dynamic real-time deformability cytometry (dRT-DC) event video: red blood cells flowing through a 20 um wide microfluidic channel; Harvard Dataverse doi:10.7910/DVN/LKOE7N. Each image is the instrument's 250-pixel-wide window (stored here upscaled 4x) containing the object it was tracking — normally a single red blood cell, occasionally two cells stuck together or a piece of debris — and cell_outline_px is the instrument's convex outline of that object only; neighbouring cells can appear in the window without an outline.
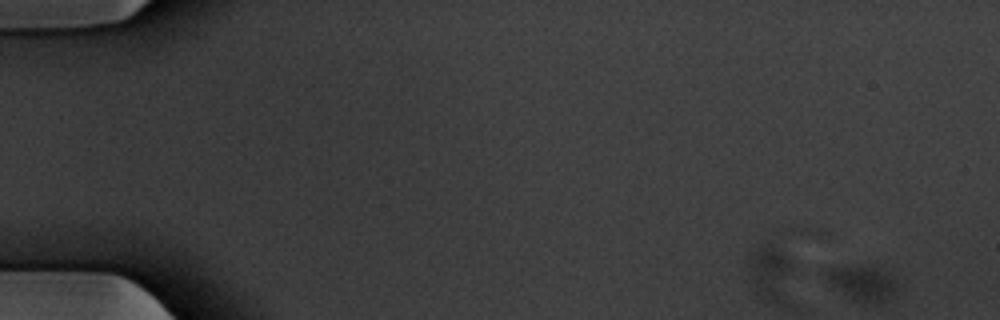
{"species": "common noctule bat (a hibernating species)", "species_latin": "Nyctalus noctula", "temperature_condition": "warm", "stored_images_in_passage": 14, "camera_frame_rate_fps": 3000, "um_per_image_px": 0.085, "animal": {"sex": "male", "body_mass_g": 20.1, "forearm_length_mm": 53.5}, "frame": {"image": 1, "passage_image": 1, "time_ms": 0.0, "image_size_px": [1000, 320], "cell_outline_px": [[896, 288], [892, 296], [888, 300], [880, 304], [864, 304], [832, 288], [824, 276], [824, 272], [828, 268], [848, 264], [868, 264], [888, 272], [896, 280]], "centroid_in_image_um": [73.28, 24.03], "position_along_channel_um": 11.7, "area_um2": 15.32}}